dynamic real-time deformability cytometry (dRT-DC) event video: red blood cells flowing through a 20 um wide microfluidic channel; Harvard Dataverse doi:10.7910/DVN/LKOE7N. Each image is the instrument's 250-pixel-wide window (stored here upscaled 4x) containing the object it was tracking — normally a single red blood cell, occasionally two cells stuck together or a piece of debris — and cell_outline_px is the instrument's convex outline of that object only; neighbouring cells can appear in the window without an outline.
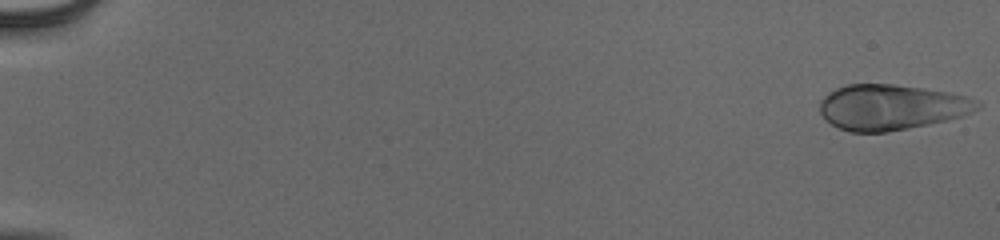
{"species": "human", "species_latin": "Homo sapiens", "temperature_condition": "cold", "stored_images_in_passage": 54, "camera_frame_rate_fps": 3000, "um_per_image_px": 0.085, "donor": {"sex": "male"}, "frame": {"image": 1, "passage_image": 1, "time_ms": 0.0, "image_size_px": [1000, 240], "cell_outline_px": [[980, 108], [964, 116], [928, 124], [888, 132], [848, 132], [832, 124], [820, 112], [820, 100], [828, 92], [844, 84], [892, 84], [924, 88], [948, 92], [964, 96], [976, 100], [980, 104]], "centroid_in_image_um": [75.75, 9.1], "position_along_channel_um": 9.2, "area_um2": 41.67}}
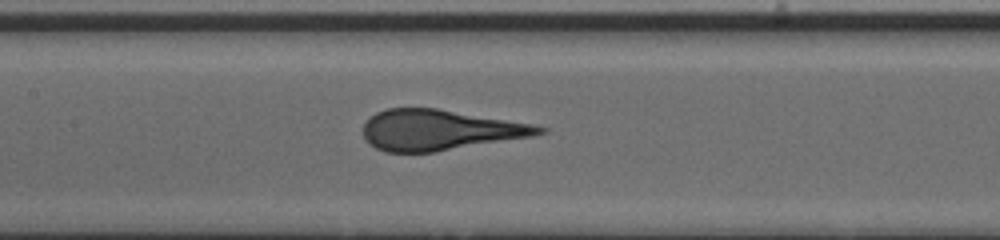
{"frame": {"image": 2, "passage_image": 28, "time_ms": 9.0, "image_size_px": [1000, 240], "cell_outline_px": [[548, 132], [532, 136], [432, 152], [384, 152], [368, 144], [364, 140], [364, 124], [376, 112], [384, 108], [436, 108], [536, 124], [548, 128]], "centroid_in_image_um": [37.37, 11.04], "position_along_channel_um": 170.0, "area_um2": 41.56}}
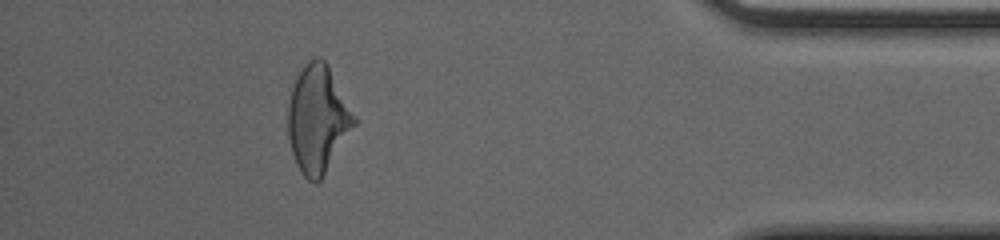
{"frame": {"image": 3, "passage_image": 49, "time_ms": 16.0, "image_size_px": [1000, 240], "cell_outline_px": [[356, 124], [320, 180], [316, 184], [308, 180], [300, 172], [296, 164], [292, 152], [288, 136], [288, 100], [296, 76], [304, 64], [308, 60], [316, 56], [320, 56], [328, 64], [356, 116]], "centroid_in_image_um": [27.0, 10.09], "position_along_channel_um": 408.2, "area_um2": 41.5}}